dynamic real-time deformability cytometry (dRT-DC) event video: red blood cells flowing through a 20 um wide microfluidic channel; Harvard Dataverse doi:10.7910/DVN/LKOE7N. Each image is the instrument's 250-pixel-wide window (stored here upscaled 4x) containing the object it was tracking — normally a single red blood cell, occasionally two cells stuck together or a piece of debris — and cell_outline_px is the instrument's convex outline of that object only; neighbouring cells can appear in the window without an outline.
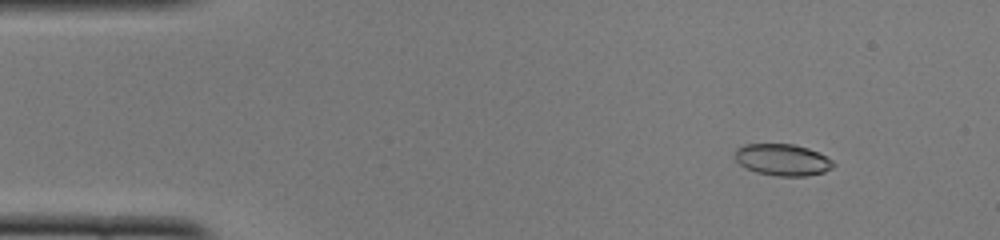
{"species": "common noctule bat (a hibernating species)", "species_latin": "Nyctalus noctula", "temperature_condition": "cold", "stored_images_in_passage": 49, "camera_frame_rate_fps": 3000, "um_per_image_px": 0.085, "animal": {"sex": "female", "body_mass_g": 22.0, "forearm_length_mm": 56.7}, "frame": {"image": 1, "passage_image": 5, "time_ms": 1.333, "image_size_px": [1000, 240], "cell_outline_px": [[836, 164], [832, 168], [824, 172], [808, 176], [776, 176], [756, 172], [744, 168], [736, 160], [736, 148], [744, 144], [792, 144], [808, 148], [832, 160]], "centroid_in_image_um": [66.51, 13.59], "position_along_channel_um": 18.5, "area_um2": 18.15}}
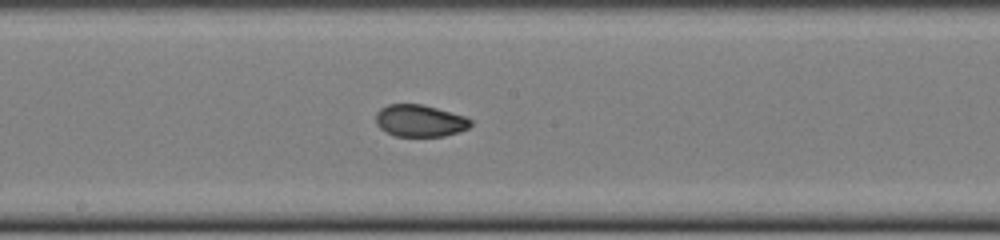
{"frame": {"image": 2, "passage_image": 26, "time_ms": 8.333, "image_size_px": [1000, 240], "cell_outline_px": [[472, 124], [468, 128], [460, 132], [444, 136], [396, 136], [380, 128], [376, 124], [376, 112], [380, 108], [388, 104], [424, 104], [464, 116], [472, 120]], "centroid_in_image_um": [35.69, 10.26], "position_along_channel_um": 212.5, "area_um2": 17.74}}
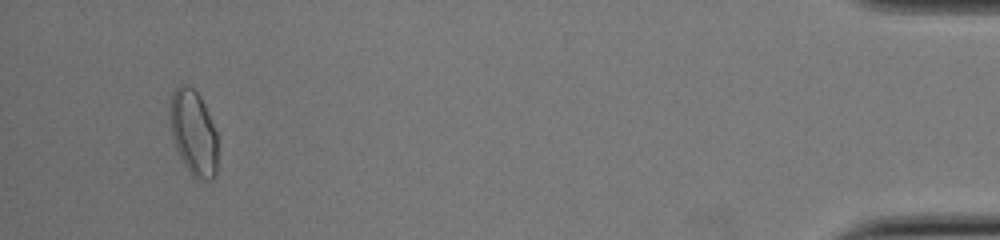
{"frame": {"image": 3, "passage_image": 47, "time_ms": 15.333, "image_size_px": [1000, 240], "cell_outline_px": [[216, 172], [212, 180], [196, 180], [192, 176], [184, 164], [176, 148], [172, 136], [172, 92], [176, 84], [188, 84], [200, 96], [208, 112], [216, 132]], "centroid_in_image_um": [16.46, 11.3], "position_along_channel_um": 418.7, "area_um2": 23.29}, "authors_computed_cell_mechanics": {"area_um2": 18.496, "velocity_mm_per_s": 4.0058, "shape_relaxation_time_tau1_ms": null, "shape_relaxation_time_tau2_ms": 1.363, "deformation_change_tau1": null, "deformation_change_tau2": 0.0428}}